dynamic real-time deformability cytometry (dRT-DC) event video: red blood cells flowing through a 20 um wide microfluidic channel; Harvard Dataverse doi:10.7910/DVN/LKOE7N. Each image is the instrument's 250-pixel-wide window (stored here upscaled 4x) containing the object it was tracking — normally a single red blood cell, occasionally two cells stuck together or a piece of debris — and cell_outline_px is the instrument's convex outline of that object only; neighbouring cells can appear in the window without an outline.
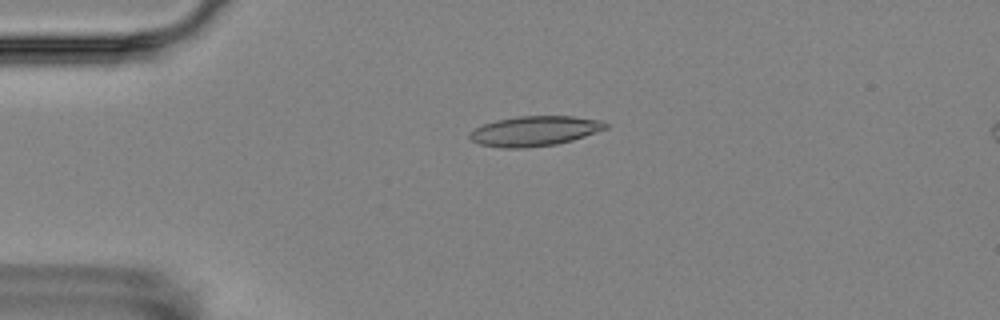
{"species": "Egyptian fruit bat (a non-hibernating species)", "species_latin": "Rousettus aegyptiacus", "temperature_condition": "room temperature", "stored_images_in_passage": 3, "camera_frame_rate_fps": 3000, "um_per_image_px": 0.085, "animal": {"sex": "female"}, "frame": {"image": 1, "passage_image": 1, "time_ms": 0.0, "image_size_px": [1000, 320], "cell_outline_px": [[608, 128], [572, 140], [556, 144], [524, 148], [504, 148], [480, 144], [472, 140], [468, 136], [476, 128], [484, 124], [496, 120], [516, 116], [572, 116], [600, 120], [608, 124]], "centroid_in_image_um": [45.46, 11.13], "position_along_channel_um": 39.5, "area_um2": 23.52}}